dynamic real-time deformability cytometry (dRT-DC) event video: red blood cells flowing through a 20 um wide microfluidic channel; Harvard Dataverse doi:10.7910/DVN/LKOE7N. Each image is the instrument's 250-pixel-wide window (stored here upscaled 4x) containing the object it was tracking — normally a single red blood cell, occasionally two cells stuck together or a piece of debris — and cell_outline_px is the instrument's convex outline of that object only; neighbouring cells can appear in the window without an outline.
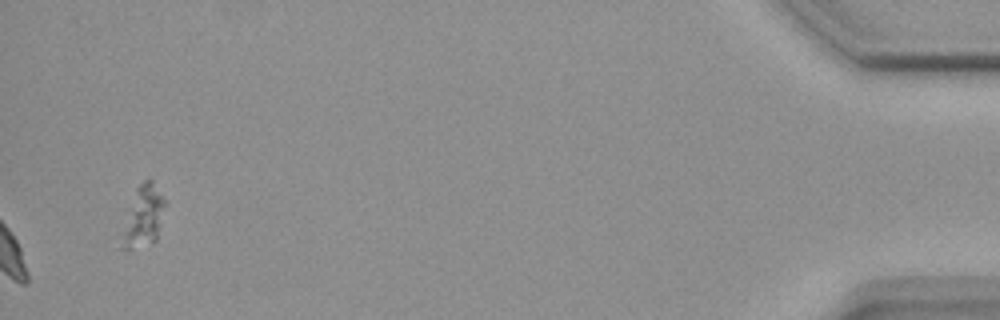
{"species": "common noctule bat (a hibernating species)", "species_latin": "Nyctalus noctula", "temperature_condition": "warm", "stored_images_in_passage": 40, "segment_of_instrument_passage": [2, 2], "camera_frame_rate_fps": 3000, "um_per_image_px": 0.085, "animal": {"sex": "female", "body_mass_g": 18.4}, "frame": {"image": 1, "passage_image": 40, "time_ms": 13.0, "image_size_px": [1000, 320], "cell_outline_px": [[164, 204], [160, 224], [156, 240], [132, 248], [120, 248], [120, 236], [136, 188], [144, 180], [152, 180], [164, 200]], "centroid_in_image_um": [12.14, 18.4], "position_along_channel_um": 423.1, "area_um2": 14.68}}